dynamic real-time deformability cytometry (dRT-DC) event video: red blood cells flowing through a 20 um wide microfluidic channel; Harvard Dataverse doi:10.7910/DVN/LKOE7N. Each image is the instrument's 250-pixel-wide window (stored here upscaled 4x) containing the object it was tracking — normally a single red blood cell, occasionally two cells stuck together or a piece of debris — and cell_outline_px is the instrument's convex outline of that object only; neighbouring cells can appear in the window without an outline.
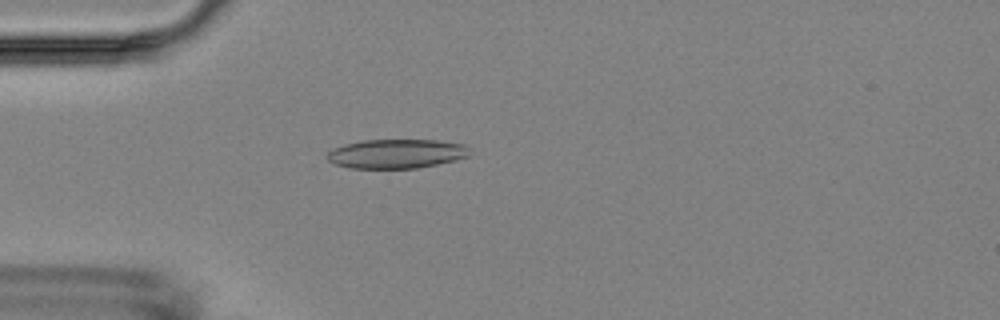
{"species": "Egyptian fruit bat (a non-hibernating species)", "species_latin": "Rousettus aegyptiacus", "temperature_condition": "room temperature", "stored_images_in_passage": 5, "camera_frame_rate_fps": 3000, "um_per_image_px": 0.085, "animal": {"sex": "female"}, "frame": {"image": 1, "passage_image": 5, "time_ms": 4.333, "image_size_px": [1000, 320], "cell_outline_px": [[468, 156], [456, 160], [416, 168], [348, 168], [336, 164], [328, 160], [328, 152], [332, 148], [344, 144], [364, 140], [436, 140], [464, 144], [468, 148]], "centroid_in_image_um": [33.67, 13.06], "position_along_channel_um": 51.3, "area_um2": 24.1}}